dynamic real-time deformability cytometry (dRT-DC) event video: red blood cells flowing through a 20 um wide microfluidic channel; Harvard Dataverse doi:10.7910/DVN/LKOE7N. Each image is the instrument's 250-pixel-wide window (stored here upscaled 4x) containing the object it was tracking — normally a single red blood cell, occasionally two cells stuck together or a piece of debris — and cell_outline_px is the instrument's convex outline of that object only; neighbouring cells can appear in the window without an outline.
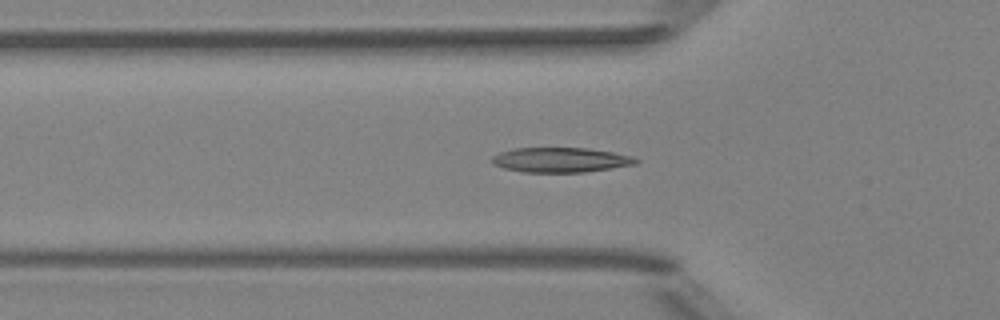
{"species": "Egyptian fruit bat (a non-hibernating species)", "species_latin": "Rousettus aegyptiacus", "temperature_condition": "room temperature", "stored_images_in_passage": 51, "segment_of_instrument_passage": [1, 2], "camera_frame_rate_fps": 3000, "um_per_image_px": 0.085, "animal": {"sex": "female"}, "frame": {"image": 1, "passage_image": 16, "time_ms": 5.0, "image_size_px": [1000, 320], "cell_outline_px": [[640, 160], [636, 164], [584, 172], [524, 172], [504, 168], [492, 164], [492, 156], [500, 152], [512, 148], [588, 148], [612, 152], [632, 156]], "centroid_in_image_um": [47.63, 13.59], "position_along_channel_um": 78.2, "area_um2": 20.75}}
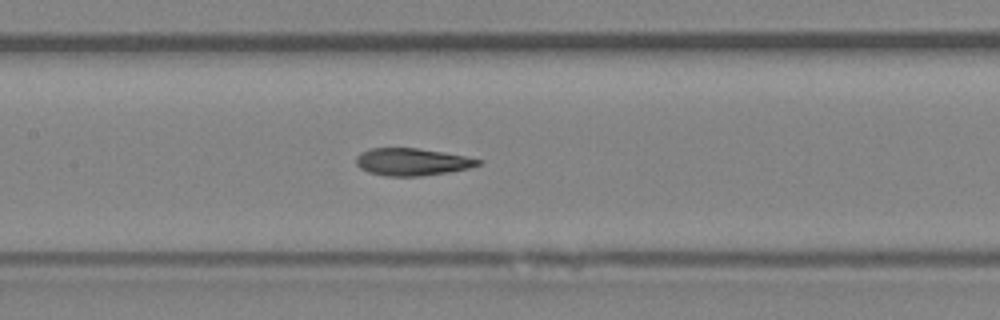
{"frame": {"image": 2, "passage_image": 23, "time_ms": 7.333, "image_size_px": [1000, 320], "cell_outline_px": [[484, 160], [480, 164], [468, 168], [448, 172], [420, 176], [388, 176], [368, 172], [360, 168], [356, 164], [356, 156], [360, 152], [372, 148], [416, 148], [444, 152]], "centroid_in_image_um": [35.01, 13.75], "position_along_channel_um": 172.4, "area_um2": 19.36}}
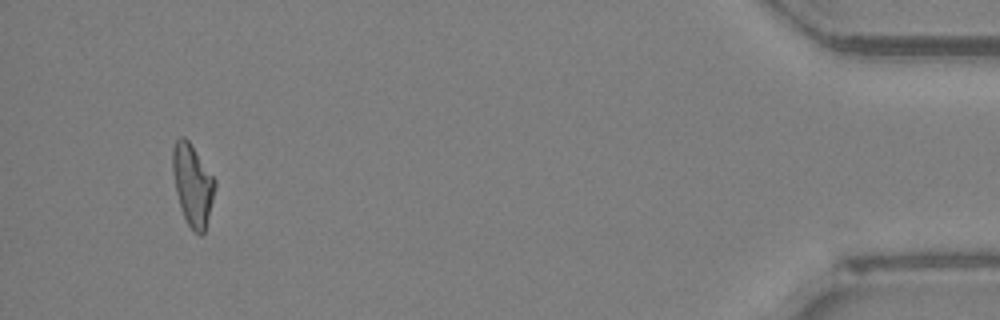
{"frame": {"image": 3, "passage_image": 47, "time_ms": 15.333, "image_size_px": [1000, 320], "cell_outline_px": [[216, 184], [204, 232], [200, 236], [188, 224], [184, 216], [176, 192], [172, 172], [172, 148], [176, 140], [180, 136], [184, 136], [188, 140], [216, 180]], "centroid_in_image_um": [16.35, 15.66], "position_along_channel_um": 418.8, "area_um2": 19.71}}